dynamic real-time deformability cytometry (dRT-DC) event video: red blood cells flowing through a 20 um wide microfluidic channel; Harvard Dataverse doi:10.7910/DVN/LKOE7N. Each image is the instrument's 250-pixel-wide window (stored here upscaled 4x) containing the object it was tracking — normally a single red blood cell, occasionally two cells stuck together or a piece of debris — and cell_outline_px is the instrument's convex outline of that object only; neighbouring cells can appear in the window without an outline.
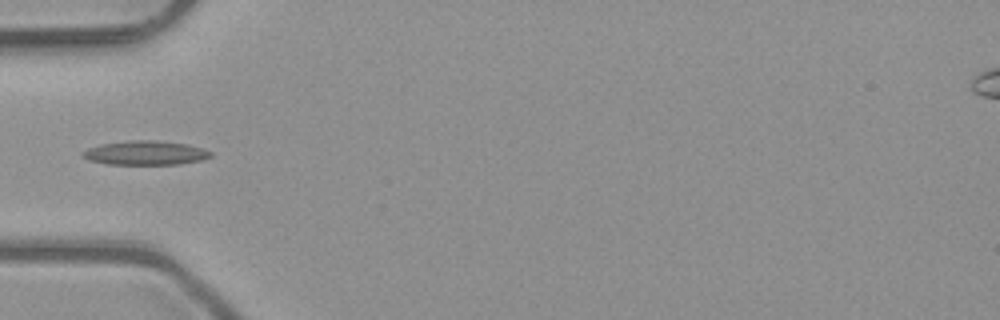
{"species": "common noctule bat (a hibernating species)", "species_latin": "Nyctalus noctula", "temperature_condition": "room temperature", "stored_images_in_passage": 2, "camera_frame_rate_fps": 3000, "um_per_image_px": 0.085, "animal": {"sex": "male", "body_mass_g": 23.1, "forearm_length_mm": 52.7}, "frame": {"image": 1, "passage_image": 1, "time_ms": 0.0, "image_size_px": [1000, 320], "cell_outline_px": [[212, 156], [200, 160], [180, 164], [108, 164], [88, 160], [80, 156], [80, 152], [88, 148], [100, 144], [128, 140], [156, 140], [188, 144], [204, 148], [212, 152]], "centroid_in_image_um": [12.33, 12.99], "position_along_channel_um": 72.7, "area_um2": 18.21}}
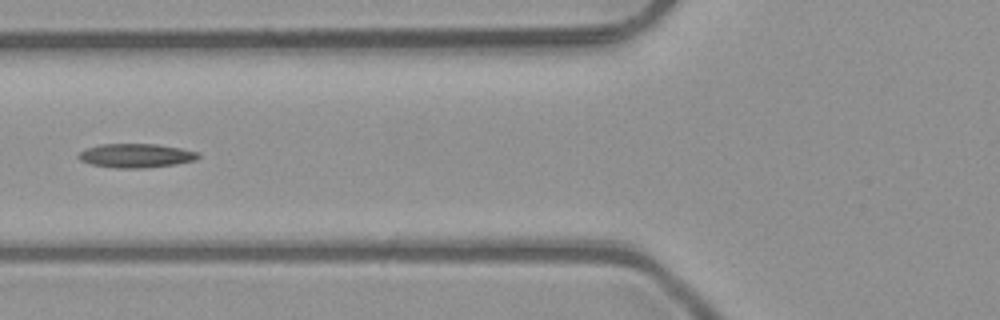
{"frame": {"image": 2, "passage_image": 2, "time_ms": 0.333, "image_size_px": [1000, 320], "cell_outline_px": [[200, 156], [196, 160], [176, 164], [144, 168], [112, 168], [92, 164], [80, 160], [76, 156], [84, 148], [100, 144], [156, 144], [180, 148], [200, 152]], "centroid_in_image_um": [11.55, 13.23], "position_along_channel_um": 114.3, "area_um2": 16.88}}